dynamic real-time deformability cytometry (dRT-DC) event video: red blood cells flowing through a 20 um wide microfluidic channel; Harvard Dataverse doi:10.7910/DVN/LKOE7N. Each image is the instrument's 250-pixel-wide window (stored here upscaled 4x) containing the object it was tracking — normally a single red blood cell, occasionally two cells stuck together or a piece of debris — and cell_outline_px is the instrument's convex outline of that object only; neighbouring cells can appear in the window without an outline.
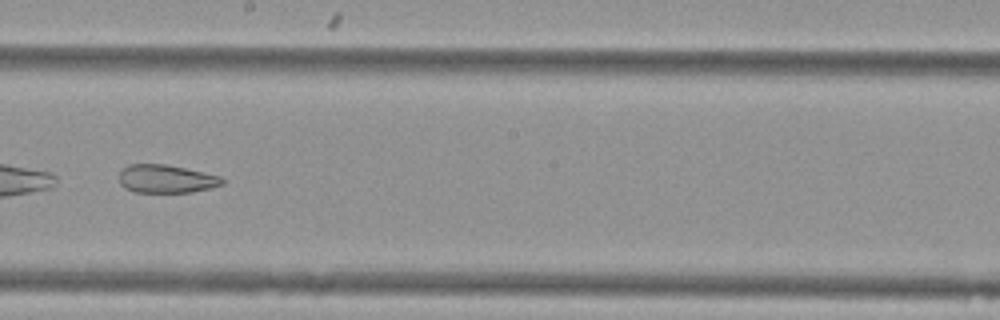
{"species": "Egyptian fruit bat (a non-hibernating species)", "species_latin": "Rousettus aegyptiacus", "temperature_condition": "cold", "stored_images_in_passage": 53, "camera_frame_rate_fps": 3000, "um_per_image_px": 0.085, "animal": {"sex": "female"}, "frame": {"image": 1, "passage_image": 31, "time_ms": 10.0, "image_size_px": [1000, 320], "cell_outline_px": [[224, 184], [192, 192], [136, 192], [124, 188], [120, 184], [120, 172], [128, 164], [164, 164], [184, 168], [220, 176], [224, 180]], "centroid_in_image_um": [14.11, 15.2], "position_along_channel_um": 234.1, "area_um2": 16.76}}